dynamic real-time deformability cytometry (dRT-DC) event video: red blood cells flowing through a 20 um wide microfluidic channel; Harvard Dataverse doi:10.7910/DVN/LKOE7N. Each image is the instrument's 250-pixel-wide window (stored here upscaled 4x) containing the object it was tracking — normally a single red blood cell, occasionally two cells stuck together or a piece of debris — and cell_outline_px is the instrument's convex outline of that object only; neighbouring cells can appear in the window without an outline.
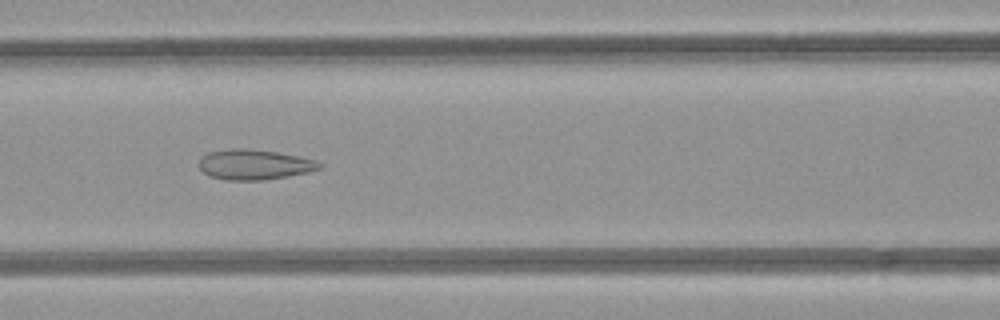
{"species": "common noctule bat (a hibernating species)", "species_latin": "Nyctalus noctula", "temperature_condition": "room temperature", "stored_images_in_passage": 48, "camera_frame_rate_fps": 3000, "um_per_image_px": 0.085, "animal": {"sex": "female", "body_mass_g": 21.9}, "frame": {"image": 1, "passage_image": 22, "time_ms": 7.0, "image_size_px": [1000, 320], "cell_outline_px": [[324, 164], [320, 168], [308, 172], [288, 176], [264, 180], [224, 180], [208, 176], [200, 168], [200, 156], [208, 152], [232, 148], [248, 148], [276, 152], [316, 160]], "centroid_in_image_um": [21.6, 13.99], "position_along_channel_um": 145.0, "area_um2": 21.27}}
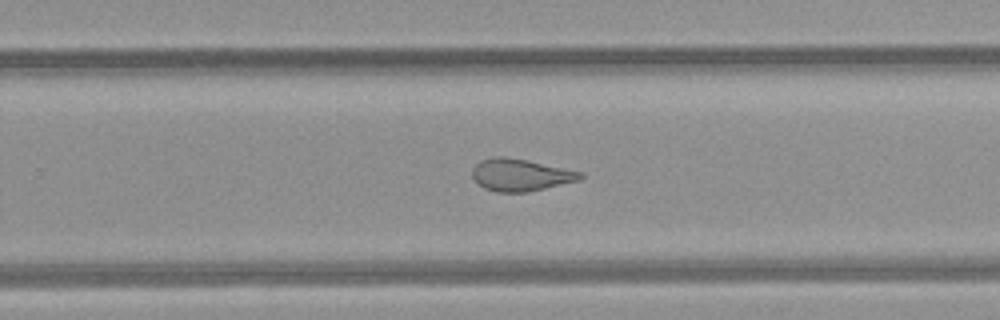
{"frame": {"image": 2, "passage_image": 32, "time_ms": 10.333, "image_size_px": [1000, 320], "cell_outline_px": [[584, 176], [580, 180], [544, 188], [524, 192], [496, 192], [484, 188], [476, 184], [472, 176], [472, 168], [480, 160], [492, 156], [504, 156], [528, 160], [584, 172]], "centroid_in_image_um": [44.21, 14.85], "position_along_channel_um": 285.6, "area_um2": 20.46}}
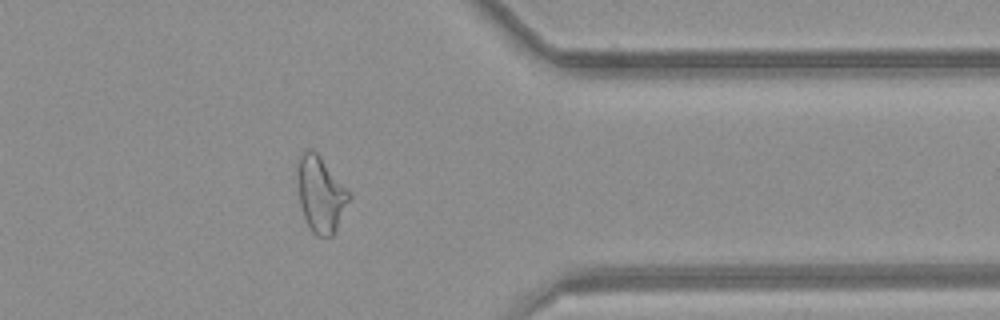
{"frame": {"image": 3, "passage_image": 40, "time_ms": 13.0, "image_size_px": [1000, 320], "cell_outline_px": [[352, 196], [332, 236], [316, 236], [312, 232], [304, 216], [300, 204], [296, 172], [296, 160], [300, 152], [304, 148], [308, 148], [316, 152], [320, 156]], "centroid_in_image_um": [27.21, 16.45], "position_along_channel_um": 384.2, "area_um2": 22.77}, "authors_computed_cell_mechanics": {"area_um2": 23.4668, "velocity_mm_per_s": 4.2388, "shape_relaxation_time_tau1_ms": null, "shape_relaxation_time_tau2_ms": 1.709, "deformation_change_tau1": null, "deformation_change_tau2": 0.1021}}